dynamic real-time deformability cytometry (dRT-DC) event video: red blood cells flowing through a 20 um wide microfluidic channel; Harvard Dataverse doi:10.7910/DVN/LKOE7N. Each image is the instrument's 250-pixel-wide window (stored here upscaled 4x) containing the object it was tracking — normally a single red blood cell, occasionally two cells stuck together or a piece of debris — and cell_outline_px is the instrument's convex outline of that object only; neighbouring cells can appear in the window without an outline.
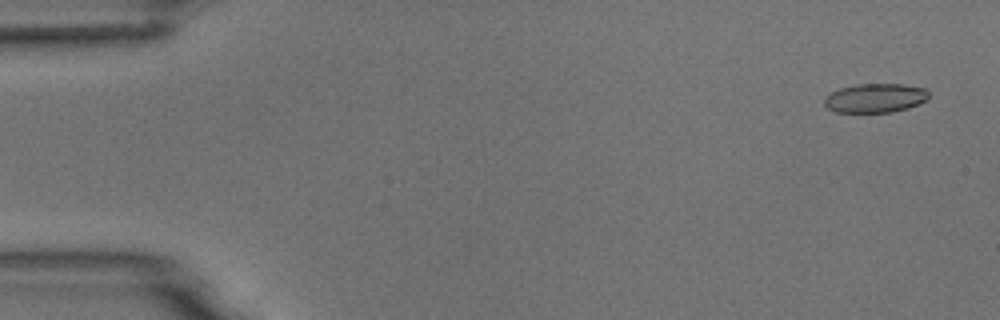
{"species": "common noctule bat (a hibernating species)", "species_latin": "Nyctalus noctula", "temperature_condition": "room temperature", "stored_images_in_passage": 4, "camera_frame_rate_fps": 3000, "um_per_image_px": 0.085, "animal": {"sex": "male", "body_mass_g": 18.8}, "frame": {"image": 1, "passage_image": 1, "time_ms": 0.0, "image_size_px": [1000, 320], "cell_outline_px": [[928, 96], [924, 100], [908, 108], [892, 112], [836, 112], [828, 108], [824, 104], [824, 100], [832, 92], [840, 88], [856, 84], [904, 84], [924, 88], [928, 92]], "centroid_in_image_um": [74.38, 8.33], "position_along_channel_um": 10.6, "area_um2": 17.46}}
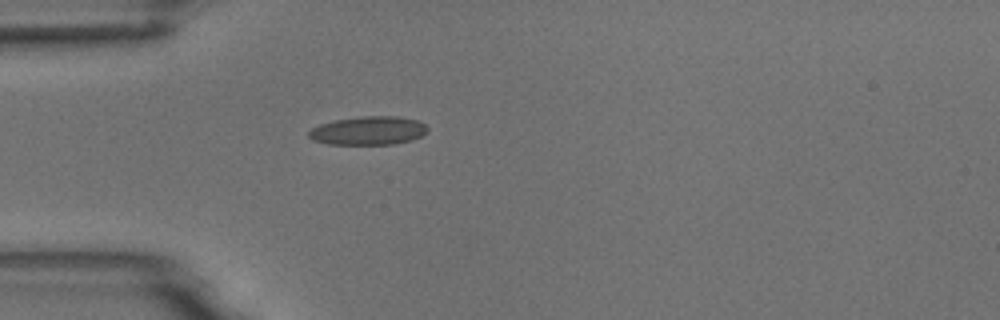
{"frame": {"image": 2, "passage_image": 4, "time_ms": 4.333, "image_size_px": [1000, 320], "cell_outline_px": [[428, 132], [412, 140], [392, 144], [328, 144], [312, 140], [308, 136], [308, 132], [312, 128], [320, 124], [336, 120], [360, 116], [396, 116], [420, 120], [428, 128]], "centroid_in_image_um": [31.33, 11.1], "position_along_channel_um": 53.7, "area_um2": 19.83}}